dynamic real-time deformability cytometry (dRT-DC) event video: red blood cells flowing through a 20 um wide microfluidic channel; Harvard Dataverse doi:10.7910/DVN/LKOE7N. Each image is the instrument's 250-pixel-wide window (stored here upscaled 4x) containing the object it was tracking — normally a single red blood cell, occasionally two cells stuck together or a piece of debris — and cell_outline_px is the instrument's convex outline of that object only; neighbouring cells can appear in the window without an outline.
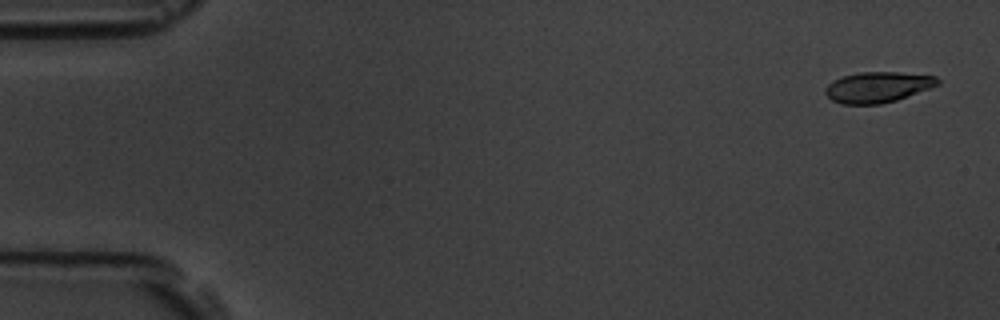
{"species": "common noctule bat (a hibernating species)", "species_latin": "Nyctalus noctula", "temperature_condition": "room temperature", "stored_images_in_passage": 6, "camera_frame_rate_fps": 3000, "um_per_image_px": 0.085, "animal": {"sex": "male", "body_mass_g": 19.5, "forearm_length_mm": 54.6}, "frame": {"image": 1, "passage_image": 6, "time_ms": 6.667, "image_size_px": [1000, 320], "cell_outline_px": [[940, 84], [896, 100], [880, 104], [840, 104], [832, 100], [824, 92], [824, 88], [832, 80], [844, 76], [860, 72], [896, 72], [936, 76], [940, 80]], "centroid_in_image_um": [74.58, 7.4], "position_along_channel_um": 10.4, "area_um2": 20.0}}